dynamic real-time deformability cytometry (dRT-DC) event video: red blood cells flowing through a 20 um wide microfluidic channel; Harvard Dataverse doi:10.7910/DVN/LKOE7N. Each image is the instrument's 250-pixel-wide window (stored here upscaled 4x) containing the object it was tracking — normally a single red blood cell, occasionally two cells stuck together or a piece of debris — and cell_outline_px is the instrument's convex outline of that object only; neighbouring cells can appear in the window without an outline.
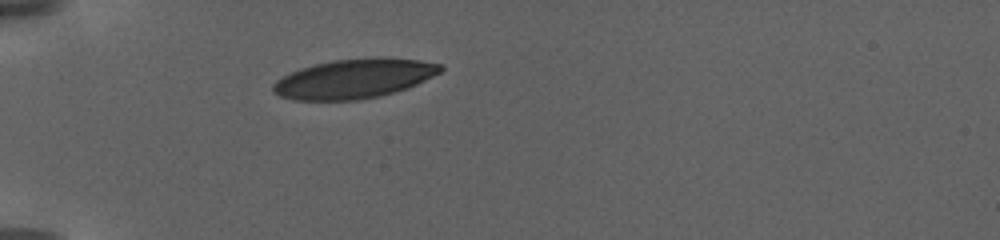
{"species": "human", "species_latin": "Homo sapiens", "temperature_condition": "warm", "stored_images_in_passage": 36, "camera_frame_rate_fps": 3000, "um_per_image_px": 0.085, "donor": {"sex": "female"}, "frame": {"image": 1, "passage_image": 1, "time_ms": 0.0, "image_size_px": [1000, 240], "cell_outline_px": [[444, 68], [440, 72], [416, 84], [396, 92], [380, 96], [356, 100], [292, 100], [280, 96], [272, 92], [272, 84], [276, 80], [300, 68], [332, 60], [420, 60], [440, 64]], "centroid_in_image_um": [30.02, 6.74], "position_along_channel_um": 55.0, "area_um2": 37.28}}
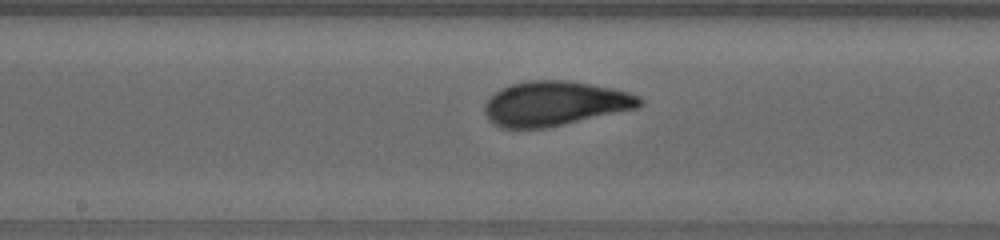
{"frame": {"image": 2, "passage_image": 13, "time_ms": 5.667, "image_size_px": [1000, 240], "cell_outline_px": [[644, 100], [636, 108], [544, 128], [504, 128], [496, 124], [484, 112], [484, 104], [496, 92], [508, 84], [528, 80], [568, 80], [612, 88], [628, 92], [640, 96]], "centroid_in_image_um": [47.16, 8.78], "position_along_channel_um": 201.0, "area_um2": 39.77}}
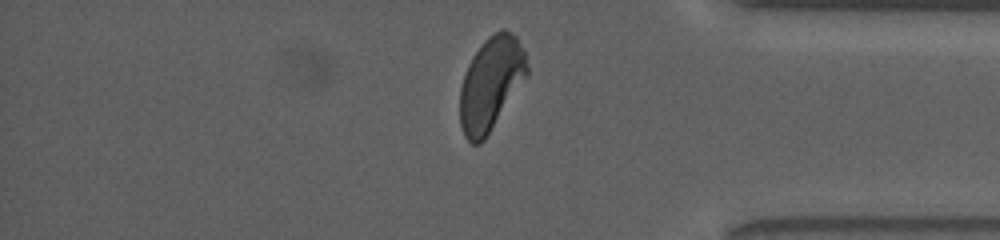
{"frame": {"image": 3, "passage_image": 33, "time_ms": 12.667, "image_size_px": [1000, 240], "cell_outline_px": [[528, 76], [484, 140], [480, 144], [472, 144], [464, 136], [460, 124], [460, 88], [464, 72], [472, 56], [484, 40], [488, 36], [500, 28], [504, 28], [512, 32], [516, 36], [524, 52], [528, 68]], "centroid_in_image_um": [41.72, 7.1], "position_along_channel_um": 393.5, "area_um2": 36.76}, "authors_computed_cell_mechanics": {"area_um2": 38.9572, "velocity_mm_per_s": 2.947, "shape_relaxation_time_tau1_ms": 4.0892, "shape_relaxation_time_tau2_ms": 0.9744, "deformation_change_tau1": 0.1644, "deformation_change_tau2": 0.0731}}